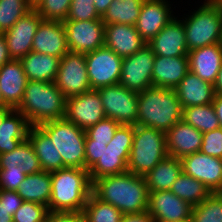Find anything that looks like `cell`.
Segmentation results:
<instances>
[{"instance_id":"4","label":"cell","mask_w":222,"mask_h":222,"mask_svg":"<svg viewBox=\"0 0 222 222\" xmlns=\"http://www.w3.org/2000/svg\"><path fill=\"white\" fill-rule=\"evenodd\" d=\"M66 98L55 82L28 80L22 102L16 109L30 126L65 117Z\"/></svg>"},{"instance_id":"25","label":"cell","mask_w":222,"mask_h":222,"mask_svg":"<svg viewBox=\"0 0 222 222\" xmlns=\"http://www.w3.org/2000/svg\"><path fill=\"white\" fill-rule=\"evenodd\" d=\"M189 72L188 56H156L152 72V86L175 89Z\"/></svg>"},{"instance_id":"40","label":"cell","mask_w":222,"mask_h":222,"mask_svg":"<svg viewBox=\"0 0 222 222\" xmlns=\"http://www.w3.org/2000/svg\"><path fill=\"white\" fill-rule=\"evenodd\" d=\"M48 207L30 201H24L12 217L13 222H44Z\"/></svg>"},{"instance_id":"9","label":"cell","mask_w":222,"mask_h":222,"mask_svg":"<svg viewBox=\"0 0 222 222\" xmlns=\"http://www.w3.org/2000/svg\"><path fill=\"white\" fill-rule=\"evenodd\" d=\"M97 90L106 118H111L120 125H137V92L126 89L121 84L105 86Z\"/></svg>"},{"instance_id":"45","label":"cell","mask_w":222,"mask_h":222,"mask_svg":"<svg viewBox=\"0 0 222 222\" xmlns=\"http://www.w3.org/2000/svg\"><path fill=\"white\" fill-rule=\"evenodd\" d=\"M104 147H107V144L95 142L91 140L87 135L85 137V169L89 170L103 152Z\"/></svg>"},{"instance_id":"24","label":"cell","mask_w":222,"mask_h":222,"mask_svg":"<svg viewBox=\"0 0 222 222\" xmlns=\"http://www.w3.org/2000/svg\"><path fill=\"white\" fill-rule=\"evenodd\" d=\"M187 56L189 71L214 85L222 66V43L190 50Z\"/></svg>"},{"instance_id":"13","label":"cell","mask_w":222,"mask_h":222,"mask_svg":"<svg viewBox=\"0 0 222 222\" xmlns=\"http://www.w3.org/2000/svg\"><path fill=\"white\" fill-rule=\"evenodd\" d=\"M69 51L89 53L105 46V25L102 19L63 21Z\"/></svg>"},{"instance_id":"52","label":"cell","mask_w":222,"mask_h":222,"mask_svg":"<svg viewBox=\"0 0 222 222\" xmlns=\"http://www.w3.org/2000/svg\"><path fill=\"white\" fill-rule=\"evenodd\" d=\"M0 222H13L12 216L5 205V200H0Z\"/></svg>"},{"instance_id":"33","label":"cell","mask_w":222,"mask_h":222,"mask_svg":"<svg viewBox=\"0 0 222 222\" xmlns=\"http://www.w3.org/2000/svg\"><path fill=\"white\" fill-rule=\"evenodd\" d=\"M170 191L192 207L200 204L211 194L203 183L184 172L173 182Z\"/></svg>"},{"instance_id":"55","label":"cell","mask_w":222,"mask_h":222,"mask_svg":"<svg viewBox=\"0 0 222 222\" xmlns=\"http://www.w3.org/2000/svg\"><path fill=\"white\" fill-rule=\"evenodd\" d=\"M43 0H28L29 5L32 8H35L38 4H40Z\"/></svg>"},{"instance_id":"44","label":"cell","mask_w":222,"mask_h":222,"mask_svg":"<svg viewBox=\"0 0 222 222\" xmlns=\"http://www.w3.org/2000/svg\"><path fill=\"white\" fill-rule=\"evenodd\" d=\"M200 152L222 159V127L203 133Z\"/></svg>"},{"instance_id":"37","label":"cell","mask_w":222,"mask_h":222,"mask_svg":"<svg viewBox=\"0 0 222 222\" xmlns=\"http://www.w3.org/2000/svg\"><path fill=\"white\" fill-rule=\"evenodd\" d=\"M32 9L28 0H0V33L8 31Z\"/></svg>"},{"instance_id":"21","label":"cell","mask_w":222,"mask_h":222,"mask_svg":"<svg viewBox=\"0 0 222 222\" xmlns=\"http://www.w3.org/2000/svg\"><path fill=\"white\" fill-rule=\"evenodd\" d=\"M166 148L169 156L182 159L200 152L203 133L183 120L175 123L166 133Z\"/></svg>"},{"instance_id":"23","label":"cell","mask_w":222,"mask_h":222,"mask_svg":"<svg viewBox=\"0 0 222 222\" xmlns=\"http://www.w3.org/2000/svg\"><path fill=\"white\" fill-rule=\"evenodd\" d=\"M105 46L121 58L133 55L147 43L134 25L115 23L105 25Z\"/></svg>"},{"instance_id":"41","label":"cell","mask_w":222,"mask_h":222,"mask_svg":"<svg viewBox=\"0 0 222 222\" xmlns=\"http://www.w3.org/2000/svg\"><path fill=\"white\" fill-rule=\"evenodd\" d=\"M120 124L111 118H104L97 124L88 127L85 132L86 135L95 142L108 144Z\"/></svg>"},{"instance_id":"30","label":"cell","mask_w":222,"mask_h":222,"mask_svg":"<svg viewBox=\"0 0 222 222\" xmlns=\"http://www.w3.org/2000/svg\"><path fill=\"white\" fill-rule=\"evenodd\" d=\"M181 159L166 156L151 171L144 175L148 191L170 190L173 182L182 173Z\"/></svg>"},{"instance_id":"11","label":"cell","mask_w":222,"mask_h":222,"mask_svg":"<svg viewBox=\"0 0 222 222\" xmlns=\"http://www.w3.org/2000/svg\"><path fill=\"white\" fill-rule=\"evenodd\" d=\"M85 57L91 89L119 84L123 58L106 46L86 53Z\"/></svg>"},{"instance_id":"47","label":"cell","mask_w":222,"mask_h":222,"mask_svg":"<svg viewBox=\"0 0 222 222\" xmlns=\"http://www.w3.org/2000/svg\"><path fill=\"white\" fill-rule=\"evenodd\" d=\"M0 200H5V205L12 217L14 216L17 209L24 202L17 191H8L2 189H0Z\"/></svg>"},{"instance_id":"12","label":"cell","mask_w":222,"mask_h":222,"mask_svg":"<svg viewBox=\"0 0 222 222\" xmlns=\"http://www.w3.org/2000/svg\"><path fill=\"white\" fill-rule=\"evenodd\" d=\"M154 60L155 54L148 44L123 58L119 84L137 93L151 87Z\"/></svg>"},{"instance_id":"38","label":"cell","mask_w":222,"mask_h":222,"mask_svg":"<svg viewBox=\"0 0 222 222\" xmlns=\"http://www.w3.org/2000/svg\"><path fill=\"white\" fill-rule=\"evenodd\" d=\"M191 217L195 222H222V200L216 193H211L193 207Z\"/></svg>"},{"instance_id":"28","label":"cell","mask_w":222,"mask_h":222,"mask_svg":"<svg viewBox=\"0 0 222 222\" xmlns=\"http://www.w3.org/2000/svg\"><path fill=\"white\" fill-rule=\"evenodd\" d=\"M29 128L26 117L17 110H11L0 126V154L13 151L25 141Z\"/></svg>"},{"instance_id":"59","label":"cell","mask_w":222,"mask_h":222,"mask_svg":"<svg viewBox=\"0 0 222 222\" xmlns=\"http://www.w3.org/2000/svg\"><path fill=\"white\" fill-rule=\"evenodd\" d=\"M216 1L220 4V6L222 8V0H216Z\"/></svg>"},{"instance_id":"3","label":"cell","mask_w":222,"mask_h":222,"mask_svg":"<svg viewBox=\"0 0 222 222\" xmlns=\"http://www.w3.org/2000/svg\"><path fill=\"white\" fill-rule=\"evenodd\" d=\"M182 112L175 89L151 86L138 93L137 125L166 133L182 120Z\"/></svg>"},{"instance_id":"46","label":"cell","mask_w":222,"mask_h":222,"mask_svg":"<svg viewBox=\"0 0 222 222\" xmlns=\"http://www.w3.org/2000/svg\"><path fill=\"white\" fill-rule=\"evenodd\" d=\"M44 222H86L83 212L49 211Z\"/></svg>"},{"instance_id":"2","label":"cell","mask_w":222,"mask_h":222,"mask_svg":"<svg viewBox=\"0 0 222 222\" xmlns=\"http://www.w3.org/2000/svg\"><path fill=\"white\" fill-rule=\"evenodd\" d=\"M92 194V182L87 169L63 168L51 172L49 211L83 212Z\"/></svg>"},{"instance_id":"57","label":"cell","mask_w":222,"mask_h":222,"mask_svg":"<svg viewBox=\"0 0 222 222\" xmlns=\"http://www.w3.org/2000/svg\"><path fill=\"white\" fill-rule=\"evenodd\" d=\"M216 194L220 197V199L222 200V189L221 190H218L216 192Z\"/></svg>"},{"instance_id":"50","label":"cell","mask_w":222,"mask_h":222,"mask_svg":"<svg viewBox=\"0 0 222 222\" xmlns=\"http://www.w3.org/2000/svg\"><path fill=\"white\" fill-rule=\"evenodd\" d=\"M113 0H94V7L100 17L104 15Z\"/></svg>"},{"instance_id":"29","label":"cell","mask_w":222,"mask_h":222,"mask_svg":"<svg viewBox=\"0 0 222 222\" xmlns=\"http://www.w3.org/2000/svg\"><path fill=\"white\" fill-rule=\"evenodd\" d=\"M20 61L28 80L55 82L60 58L31 51Z\"/></svg>"},{"instance_id":"17","label":"cell","mask_w":222,"mask_h":222,"mask_svg":"<svg viewBox=\"0 0 222 222\" xmlns=\"http://www.w3.org/2000/svg\"><path fill=\"white\" fill-rule=\"evenodd\" d=\"M43 21L33 8L4 34L11 59L20 60L32 51L33 37Z\"/></svg>"},{"instance_id":"43","label":"cell","mask_w":222,"mask_h":222,"mask_svg":"<svg viewBox=\"0 0 222 222\" xmlns=\"http://www.w3.org/2000/svg\"><path fill=\"white\" fill-rule=\"evenodd\" d=\"M26 175L21 166L0 167V189L17 191L19 184L25 179Z\"/></svg>"},{"instance_id":"34","label":"cell","mask_w":222,"mask_h":222,"mask_svg":"<svg viewBox=\"0 0 222 222\" xmlns=\"http://www.w3.org/2000/svg\"><path fill=\"white\" fill-rule=\"evenodd\" d=\"M144 0H113L101 17L104 25L129 24L136 25Z\"/></svg>"},{"instance_id":"19","label":"cell","mask_w":222,"mask_h":222,"mask_svg":"<svg viewBox=\"0 0 222 222\" xmlns=\"http://www.w3.org/2000/svg\"><path fill=\"white\" fill-rule=\"evenodd\" d=\"M170 9L166 0H144L135 27L146 43L174 19Z\"/></svg>"},{"instance_id":"56","label":"cell","mask_w":222,"mask_h":222,"mask_svg":"<svg viewBox=\"0 0 222 222\" xmlns=\"http://www.w3.org/2000/svg\"><path fill=\"white\" fill-rule=\"evenodd\" d=\"M0 108H9L4 104V101L2 100V97H1V92H0Z\"/></svg>"},{"instance_id":"36","label":"cell","mask_w":222,"mask_h":222,"mask_svg":"<svg viewBox=\"0 0 222 222\" xmlns=\"http://www.w3.org/2000/svg\"><path fill=\"white\" fill-rule=\"evenodd\" d=\"M83 214L86 222H121L124 215L116 207L100 201L93 194L88 197Z\"/></svg>"},{"instance_id":"58","label":"cell","mask_w":222,"mask_h":222,"mask_svg":"<svg viewBox=\"0 0 222 222\" xmlns=\"http://www.w3.org/2000/svg\"><path fill=\"white\" fill-rule=\"evenodd\" d=\"M182 222H195L193 219H192V217L190 218V219H188V220H185V221H182Z\"/></svg>"},{"instance_id":"42","label":"cell","mask_w":222,"mask_h":222,"mask_svg":"<svg viewBox=\"0 0 222 222\" xmlns=\"http://www.w3.org/2000/svg\"><path fill=\"white\" fill-rule=\"evenodd\" d=\"M100 18L94 7V0H72L66 20L86 21Z\"/></svg>"},{"instance_id":"7","label":"cell","mask_w":222,"mask_h":222,"mask_svg":"<svg viewBox=\"0 0 222 222\" xmlns=\"http://www.w3.org/2000/svg\"><path fill=\"white\" fill-rule=\"evenodd\" d=\"M50 137L63 160L65 167L85 169L84 129L65 118L39 125Z\"/></svg>"},{"instance_id":"53","label":"cell","mask_w":222,"mask_h":222,"mask_svg":"<svg viewBox=\"0 0 222 222\" xmlns=\"http://www.w3.org/2000/svg\"><path fill=\"white\" fill-rule=\"evenodd\" d=\"M215 93L222 95V66L220 67L216 82L214 83Z\"/></svg>"},{"instance_id":"8","label":"cell","mask_w":222,"mask_h":222,"mask_svg":"<svg viewBox=\"0 0 222 222\" xmlns=\"http://www.w3.org/2000/svg\"><path fill=\"white\" fill-rule=\"evenodd\" d=\"M134 126L120 125L114 137L104 147L100 159L88 170L91 182L108 175L128 171V160L133 144Z\"/></svg>"},{"instance_id":"16","label":"cell","mask_w":222,"mask_h":222,"mask_svg":"<svg viewBox=\"0 0 222 222\" xmlns=\"http://www.w3.org/2000/svg\"><path fill=\"white\" fill-rule=\"evenodd\" d=\"M181 162L182 171L203 183L211 193L222 189V159L195 152Z\"/></svg>"},{"instance_id":"22","label":"cell","mask_w":222,"mask_h":222,"mask_svg":"<svg viewBox=\"0 0 222 222\" xmlns=\"http://www.w3.org/2000/svg\"><path fill=\"white\" fill-rule=\"evenodd\" d=\"M186 35L182 20L174 17L147 44L156 56L178 57L187 56Z\"/></svg>"},{"instance_id":"1","label":"cell","mask_w":222,"mask_h":222,"mask_svg":"<svg viewBox=\"0 0 222 222\" xmlns=\"http://www.w3.org/2000/svg\"><path fill=\"white\" fill-rule=\"evenodd\" d=\"M92 194L125 214L147 211L149 191L144 176L126 171L92 182Z\"/></svg>"},{"instance_id":"14","label":"cell","mask_w":222,"mask_h":222,"mask_svg":"<svg viewBox=\"0 0 222 222\" xmlns=\"http://www.w3.org/2000/svg\"><path fill=\"white\" fill-rule=\"evenodd\" d=\"M64 118L84 130L106 118L98 90L67 98Z\"/></svg>"},{"instance_id":"54","label":"cell","mask_w":222,"mask_h":222,"mask_svg":"<svg viewBox=\"0 0 222 222\" xmlns=\"http://www.w3.org/2000/svg\"><path fill=\"white\" fill-rule=\"evenodd\" d=\"M11 108H0V126L3 118L11 111Z\"/></svg>"},{"instance_id":"5","label":"cell","mask_w":222,"mask_h":222,"mask_svg":"<svg viewBox=\"0 0 222 222\" xmlns=\"http://www.w3.org/2000/svg\"><path fill=\"white\" fill-rule=\"evenodd\" d=\"M182 21L188 51L222 43V8L216 0L205 1Z\"/></svg>"},{"instance_id":"49","label":"cell","mask_w":222,"mask_h":222,"mask_svg":"<svg viewBox=\"0 0 222 222\" xmlns=\"http://www.w3.org/2000/svg\"><path fill=\"white\" fill-rule=\"evenodd\" d=\"M10 60L5 36L3 33H0V68Z\"/></svg>"},{"instance_id":"26","label":"cell","mask_w":222,"mask_h":222,"mask_svg":"<svg viewBox=\"0 0 222 222\" xmlns=\"http://www.w3.org/2000/svg\"><path fill=\"white\" fill-rule=\"evenodd\" d=\"M182 108L211 104L215 98L214 85L189 71L175 88Z\"/></svg>"},{"instance_id":"51","label":"cell","mask_w":222,"mask_h":222,"mask_svg":"<svg viewBox=\"0 0 222 222\" xmlns=\"http://www.w3.org/2000/svg\"><path fill=\"white\" fill-rule=\"evenodd\" d=\"M212 105L214 106L216 116L218 117L220 126L222 127V95L216 94Z\"/></svg>"},{"instance_id":"39","label":"cell","mask_w":222,"mask_h":222,"mask_svg":"<svg viewBox=\"0 0 222 222\" xmlns=\"http://www.w3.org/2000/svg\"><path fill=\"white\" fill-rule=\"evenodd\" d=\"M72 0H43L34 9L43 20L65 21Z\"/></svg>"},{"instance_id":"10","label":"cell","mask_w":222,"mask_h":222,"mask_svg":"<svg viewBox=\"0 0 222 222\" xmlns=\"http://www.w3.org/2000/svg\"><path fill=\"white\" fill-rule=\"evenodd\" d=\"M55 84L66 99L91 90L85 54L68 51L60 59Z\"/></svg>"},{"instance_id":"15","label":"cell","mask_w":222,"mask_h":222,"mask_svg":"<svg viewBox=\"0 0 222 222\" xmlns=\"http://www.w3.org/2000/svg\"><path fill=\"white\" fill-rule=\"evenodd\" d=\"M193 207L170 190L149 192L147 212L155 222H182L192 216Z\"/></svg>"},{"instance_id":"31","label":"cell","mask_w":222,"mask_h":222,"mask_svg":"<svg viewBox=\"0 0 222 222\" xmlns=\"http://www.w3.org/2000/svg\"><path fill=\"white\" fill-rule=\"evenodd\" d=\"M17 193L24 201L36 202L48 207L51 197V172L40 171L26 175Z\"/></svg>"},{"instance_id":"6","label":"cell","mask_w":222,"mask_h":222,"mask_svg":"<svg viewBox=\"0 0 222 222\" xmlns=\"http://www.w3.org/2000/svg\"><path fill=\"white\" fill-rule=\"evenodd\" d=\"M166 156L168 152L163 131L134 125L133 144L128 160L130 173L144 176Z\"/></svg>"},{"instance_id":"20","label":"cell","mask_w":222,"mask_h":222,"mask_svg":"<svg viewBox=\"0 0 222 222\" xmlns=\"http://www.w3.org/2000/svg\"><path fill=\"white\" fill-rule=\"evenodd\" d=\"M27 76L20 60L11 59L0 68V92L4 104L16 110L22 102Z\"/></svg>"},{"instance_id":"35","label":"cell","mask_w":222,"mask_h":222,"mask_svg":"<svg viewBox=\"0 0 222 222\" xmlns=\"http://www.w3.org/2000/svg\"><path fill=\"white\" fill-rule=\"evenodd\" d=\"M182 120L202 133L221 127L212 103L183 108Z\"/></svg>"},{"instance_id":"27","label":"cell","mask_w":222,"mask_h":222,"mask_svg":"<svg viewBox=\"0 0 222 222\" xmlns=\"http://www.w3.org/2000/svg\"><path fill=\"white\" fill-rule=\"evenodd\" d=\"M27 139L32 144L43 171L53 172L66 168L48 134L40 126H30Z\"/></svg>"},{"instance_id":"32","label":"cell","mask_w":222,"mask_h":222,"mask_svg":"<svg viewBox=\"0 0 222 222\" xmlns=\"http://www.w3.org/2000/svg\"><path fill=\"white\" fill-rule=\"evenodd\" d=\"M27 175L42 171L39 159L28 139L21 142L13 151L0 154V167H16Z\"/></svg>"},{"instance_id":"18","label":"cell","mask_w":222,"mask_h":222,"mask_svg":"<svg viewBox=\"0 0 222 222\" xmlns=\"http://www.w3.org/2000/svg\"><path fill=\"white\" fill-rule=\"evenodd\" d=\"M32 51L61 59L69 51L63 22L43 20L33 37Z\"/></svg>"},{"instance_id":"48","label":"cell","mask_w":222,"mask_h":222,"mask_svg":"<svg viewBox=\"0 0 222 222\" xmlns=\"http://www.w3.org/2000/svg\"><path fill=\"white\" fill-rule=\"evenodd\" d=\"M121 222H155L151 215L147 212L125 214Z\"/></svg>"}]
</instances>
